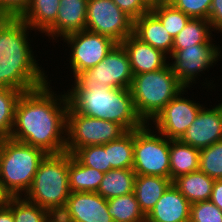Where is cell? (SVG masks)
<instances>
[{
	"instance_id": "cell-29",
	"label": "cell",
	"mask_w": 222,
	"mask_h": 222,
	"mask_svg": "<svg viewBox=\"0 0 222 222\" xmlns=\"http://www.w3.org/2000/svg\"><path fill=\"white\" fill-rule=\"evenodd\" d=\"M7 205L12 210L14 222H47L52 216L48 210L22 196L11 197Z\"/></svg>"
},
{
	"instance_id": "cell-42",
	"label": "cell",
	"mask_w": 222,
	"mask_h": 222,
	"mask_svg": "<svg viewBox=\"0 0 222 222\" xmlns=\"http://www.w3.org/2000/svg\"><path fill=\"white\" fill-rule=\"evenodd\" d=\"M47 222H67V221L62 219L59 215H52Z\"/></svg>"
},
{
	"instance_id": "cell-12",
	"label": "cell",
	"mask_w": 222,
	"mask_h": 222,
	"mask_svg": "<svg viewBox=\"0 0 222 222\" xmlns=\"http://www.w3.org/2000/svg\"><path fill=\"white\" fill-rule=\"evenodd\" d=\"M181 94L174 97L153 119L158 133L170 140H180L202 108L182 98Z\"/></svg>"
},
{
	"instance_id": "cell-17",
	"label": "cell",
	"mask_w": 222,
	"mask_h": 222,
	"mask_svg": "<svg viewBox=\"0 0 222 222\" xmlns=\"http://www.w3.org/2000/svg\"><path fill=\"white\" fill-rule=\"evenodd\" d=\"M191 203L171 184L146 216L145 222H189Z\"/></svg>"
},
{
	"instance_id": "cell-6",
	"label": "cell",
	"mask_w": 222,
	"mask_h": 222,
	"mask_svg": "<svg viewBox=\"0 0 222 222\" xmlns=\"http://www.w3.org/2000/svg\"><path fill=\"white\" fill-rule=\"evenodd\" d=\"M186 87L173 73L172 67H166L139 75H134L130 86L135 110L145 124L153 120L158 113Z\"/></svg>"
},
{
	"instance_id": "cell-35",
	"label": "cell",
	"mask_w": 222,
	"mask_h": 222,
	"mask_svg": "<svg viewBox=\"0 0 222 222\" xmlns=\"http://www.w3.org/2000/svg\"><path fill=\"white\" fill-rule=\"evenodd\" d=\"M172 5L190 18L208 20L212 0H174Z\"/></svg>"
},
{
	"instance_id": "cell-4",
	"label": "cell",
	"mask_w": 222,
	"mask_h": 222,
	"mask_svg": "<svg viewBox=\"0 0 222 222\" xmlns=\"http://www.w3.org/2000/svg\"><path fill=\"white\" fill-rule=\"evenodd\" d=\"M68 169V152L47 154L39 164L32 186L24 197L52 215H59L70 195Z\"/></svg>"
},
{
	"instance_id": "cell-44",
	"label": "cell",
	"mask_w": 222,
	"mask_h": 222,
	"mask_svg": "<svg viewBox=\"0 0 222 222\" xmlns=\"http://www.w3.org/2000/svg\"><path fill=\"white\" fill-rule=\"evenodd\" d=\"M149 2L150 7L153 6V0H147Z\"/></svg>"
},
{
	"instance_id": "cell-14",
	"label": "cell",
	"mask_w": 222,
	"mask_h": 222,
	"mask_svg": "<svg viewBox=\"0 0 222 222\" xmlns=\"http://www.w3.org/2000/svg\"><path fill=\"white\" fill-rule=\"evenodd\" d=\"M59 216L67 222H114L107 199L97 192H70Z\"/></svg>"
},
{
	"instance_id": "cell-1",
	"label": "cell",
	"mask_w": 222,
	"mask_h": 222,
	"mask_svg": "<svg viewBox=\"0 0 222 222\" xmlns=\"http://www.w3.org/2000/svg\"><path fill=\"white\" fill-rule=\"evenodd\" d=\"M55 95L48 83L23 92L15 107L10 138L41 148L47 154L66 152V137L61 134L66 135L69 105L66 94L62 99Z\"/></svg>"
},
{
	"instance_id": "cell-43",
	"label": "cell",
	"mask_w": 222,
	"mask_h": 222,
	"mask_svg": "<svg viewBox=\"0 0 222 222\" xmlns=\"http://www.w3.org/2000/svg\"><path fill=\"white\" fill-rule=\"evenodd\" d=\"M174 0H153V6L160 4H172Z\"/></svg>"
},
{
	"instance_id": "cell-32",
	"label": "cell",
	"mask_w": 222,
	"mask_h": 222,
	"mask_svg": "<svg viewBox=\"0 0 222 222\" xmlns=\"http://www.w3.org/2000/svg\"><path fill=\"white\" fill-rule=\"evenodd\" d=\"M199 170L214 180L222 179V140L200 149Z\"/></svg>"
},
{
	"instance_id": "cell-39",
	"label": "cell",
	"mask_w": 222,
	"mask_h": 222,
	"mask_svg": "<svg viewBox=\"0 0 222 222\" xmlns=\"http://www.w3.org/2000/svg\"><path fill=\"white\" fill-rule=\"evenodd\" d=\"M210 201L222 211V179L214 181Z\"/></svg>"
},
{
	"instance_id": "cell-36",
	"label": "cell",
	"mask_w": 222,
	"mask_h": 222,
	"mask_svg": "<svg viewBox=\"0 0 222 222\" xmlns=\"http://www.w3.org/2000/svg\"><path fill=\"white\" fill-rule=\"evenodd\" d=\"M113 2L133 21L150 10L147 0H113Z\"/></svg>"
},
{
	"instance_id": "cell-8",
	"label": "cell",
	"mask_w": 222,
	"mask_h": 222,
	"mask_svg": "<svg viewBox=\"0 0 222 222\" xmlns=\"http://www.w3.org/2000/svg\"><path fill=\"white\" fill-rule=\"evenodd\" d=\"M127 130L119 123L67 111L66 152L74 154L84 146L103 145L120 138Z\"/></svg>"
},
{
	"instance_id": "cell-3",
	"label": "cell",
	"mask_w": 222,
	"mask_h": 222,
	"mask_svg": "<svg viewBox=\"0 0 222 222\" xmlns=\"http://www.w3.org/2000/svg\"><path fill=\"white\" fill-rule=\"evenodd\" d=\"M66 96L69 107L79 114L119 123L127 131L145 124L135 110L130 88L102 85L91 90H71Z\"/></svg>"
},
{
	"instance_id": "cell-27",
	"label": "cell",
	"mask_w": 222,
	"mask_h": 222,
	"mask_svg": "<svg viewBox=\"0 0 222 222\" xmlns=\"http://www.w3.org/2000/svg\"><path fill=\"white\" fill-rule=\"evenodd\" d=\"M211 28L209 20L191 18L174 38L172 49H184L196 44H212L209 34Z\"/></svg>"
},
{
	"instance_id": "cell-33",
	"label": "cell",
	"mask_w": 222,
	"mask_h": 222,
	"mask_svg": "<svg viewBox=\"0 0 222 222\" xmlns=\"http://www.w3.org/2000/svg\"><path fill=\"white\" fill-rule=\"evenodd\" d=\"M73 155L84 166L104 173L108 172V143L81 147Z\"/></svg>"
},
{
	"instance_id": "cell-7",
	"label": "cell",
	"mask_w": 222,
	"mask_h": 222,
	"mask_svg": "<svg viewBox=\"0 0 222 222\" xmlns=\"http://www.w3.org/2000/svg\"><path fill=\"white\" fill-rule=\"evenodd\" d=\"M71 90H91L95 86L130 88L133 73L129 56L121 43H117L105 58L93 68L77 73Z\"/></svg>"
},
{
	"instance_id": "cell-40",
	"label": "cell",
	"mask_w": 222,
	"mask_h": 222,
	"mask_svg": "<svg viewBox=\"0 0 222 222\" xmlns=\"http://www.w3.org/2000/svg\"><path fill=\"white\" fill-rule=\"evenodd\" d=\"M0 222H14L12 210L8 205L0 208Z\"/></svg>"
},
{
	"instance_id": "cell-38",
	"label": "cell",
	"mask_w": 222,
	"mask_h": 222,
	"mask_svg": "<svg viewBox=\"0 0 222 222\" xmlns=\"http://www.w3.org/2000/svg\"><path fill=\"white\" fill-rule=\"evenodd\" d=\"M208 20L213 29L222 32V0H212Z\"/></svg>"
},
{
	"instance_id": "cell-11",
	"label": "cell",
	"mask_w": 222,
	"mask_h": 222,
	"mask_svg": "<svg viewBox=\"0 0 222 222\" xmlns=\"http://www.w3.org/2000/svg\"><path fill=\"white\" fill-rule=\"evenodd\" d=\"M64 40L72 47L70 65L74 76L96 66L117 44L110 37L86 29L67 35Z\"/></svg>"
},
{
	"instance_id": "cell-19",
	"label": "cell",
	"mask_w": 222,
	"mask_h": 222,
	"mask_svg": "<svg viewBox=\"0 0 222 222\" xmlns=\"http://www.w3.org/2000/svg\"><path fill=\"white\" fill-rule=\"evenodd\" d=\"M133 35L171 57L174 38L151 10L133 21Z\"/></svg>"
},
{
	"instance_id": "cell-31",
	"label": "cell",
	"mask_w": 222,
	"mask_h": 222,
	"mask_svg": "<svg viewBox=\"0 0 222 222\" xmlns=\"http://www.w3.org/2000/svg\"><path fill=\"white\" fill-rule=\"evenodd\" d=\"M150 10L159 18L169 34L175 38L191 19L172 4H160L150 7Z\"/></svg>"
},
{
	"instance_id": "cell-23",
	"label": "cell",
	"mask_w": 222,
	"mask_h": 222,
	"mask_svg": "<svg viewBox=\"0 0 222 222\" xmlns=\"http://www.w3.org/2000/svg\"><path fill=\"white\" fill-rule=\"evenodd\" d=\"M70 192H97L104 172L84 166L73 154H69Z\"/></svg>"
},
{
	"instance_id": "cell-26",
	"label": "cell",
	"mask_w": 222,
	"mask_h": 222,
	"mask_svg": "<svg viewBox=\"0 0 222 222\" xmlns=\"http://www.w3.org/2000/svg\"><path fill=\"white\" fill-rule=\"evenodd\" d=\"M134 130L108 143V171L110 169H133Z\"/></svg>"
},
{
	"instance_id": "cell-25",
	"label": "cell",
	"mask_w": 222,
	"mask_h": 222,
	"mask_svg": "<svg viewBox=\"0 0 222 222\" xmlns=\"http://www.w3.org/2000/svg\"><path fill=\"white\" fill-rule=\"evenodd\" d=\"M135 178L133 169H110L104 174L97 193L107 200L133 193Z\"/></svg>"
},
{
	"instance_id": "cell-30",
	"label": "cell",
	"mask_w": 222,
	"mask_h": 222,
	"mask_svg": "<svg viewBox=\"0 0 222 222\" xmlns=\"http://www.w3.org/2000/svg\"><path fill=\"white\" fill-rule=\"evenodd\" d=\"M22 93L16 89L0 88V140L11 136L15 107Z\"/></svg>"
},
{
	"instance_id": "cell-41",
	"label": "cell",
	"mask_w": 222,
	"mask_h": 222,
	"mask_svg": "<svg viewBox=\"0 0 222 222\" xmlns=\"http://www.w3.org/2000/svg\"><path fill=\"white\" fill-rule=\"evenodd\" d=\"M10 198L11 196L5 191L0 183V208L6 206Z\"/></svg>"
},
{
	"instance_id": "cell-2",
	"label": "cell",
	"mask_w": 222,
	"mask_h": 222,
	"mask_svg": "<svg viewBox=\"0 0 222 222\" xmlns=\"http://www.w3.org/2000/svg\"><path fill=\"white\" fill-rule=\"evenodd\" d=\"M27 29L21 18L0 17V88L27 92L48 82L28 45Z\"/></svg>"
},
{
	"instance_id": "cell-5",
	"label": "cell",
	"mask_w": 222,
	"mask_h": 222,
	"mask_svg": "<svg viewBox=\"0 0 222 222\" xmlns=\"http://www.w3.org/2000/svg\"><path fill=\"white\" fill-rule=\"evenodd\" d=\"M46 155L41 148L10 137L0 140V183L11 197H20V192H28Z\"/></svg>"
},
{
	"instance_id": "cell-16",
	"label": "cell",
	"mask_w": 222,
	"mask_h": 222,
	"mask_svg": "<svg viewBox=\"0 0 222 222\" xmlns=\"http://www.w3.org/2000/svg\"><path fill=\"white\" fill-rule=\"evenodd\" d=\"M121 44L128 53L133 76L153 72L168 65L165 53L140 41L133 34L126 37Z\"/></svg>"
},
{
	"instance_id": "cell-34",
	"label": "cell",
	"mask_w": 222,
	"mask_h": 222,
	"mask_svg": "<svg viewBox=\"0 0 222 222\" xmlns=\"http://www.w3.org/2000/svg\"><path fill=\"white\" fill-rule=\"evenodd\" d=\"M189 222H222V211L210 200L192 203Z\"/></svg>"
},
{
	"instance_id": "cell-9",
	"label": "cell",
	"mask_w": 222,
	"mask_h": 222,
	"mask_svg": "<svg viewBox=\"0 0 222 222\" xmlns=\"http://www.w3.org/2000/svg\"><path fill=\"white\" fill-rule=\"evenodd\" d=\"M159 135L145 124L134 130L133 171L136 175L170 178V139Z\"/></svg>"
},
{
	"instance_id": "cell-37",
	"label": "cell",
	"mask_w": 222,
	"mask_h": 222,
	"mask_svg": "<svg viewBox=\"0 0 222 222\" xmlns=\"http://www.w3.org/2000/svg\"><path fill=\"white\" fill-rule=\"evenodd\" d=\"M30 0H0V17L20 18Z\"/></svg>"
},
{
	"instance_id": "cell-22",
	"label": "cell",
	"mask_w": 222,
	"mask_h": 222,
	"mask_svg": "<svg viewBox=\"0 0 222 222\" xmlns=\"http://www.w3.org/2000/svg\"><path fill=\"white\" fill-rule=\"evenodd\" d=\"M214 181L198 170L176 178L172 184L192 204L210 200Z\"/></svg>"
},
{
	"instance_id": "cell-24",
	"label": "cell",
	"mask_w": 222,
	"mask_h": 222,
	"mask_svg": "<svg viewBox=\"0 0 222 222\" xmlns=\"http://www.w3.org/2000/svg\"><path fill=\"white\" fill-rule=\"evenodd\" d=\"M59 6L60 0H30L20 18L31 30L36 28L43 33L56 21Z\"/></svg>"
},
{
	"instance_id": "cell-10",
	"label": "cell",
	"mask_w": 222,
	"mask_h": 222,
	"mask_svg": "<svg viewBox=\"0 0 222 222\" xmlns=\"http://www.w3.org/2000/svg\"><path fill=\"white\" fill-rule=\"evenodd\" d=\"M86 30L121 43L133 34V20L113 0H87Z\"/></svg>"
},
{
	"instance_id": "cell-13",
	"label": "cell",
	"mask_w": 222,
	"mask_h": 222,
	"mask_svg": "<svg viewBox=\"0 0 222 222\" xmlns=\"http://www.w3.org/2000/svg\"><path fill=\"white\" fill-rule=\"evenodd\" d=\"M219 55V49L214 44H196L184 49H172L171 56L175 60L171 67L180 82L189 87L194 77L212 66Z\"/></svg>"
},
{
	"instance_id": "cell-28",
	"label": "cell",
	"mask_w": 222,
	"mask_h": 222,
	"mask_svg": "<svg viewBox=\"0 0 222 222\" xmlns=\"http://www.w3.org/2000/svg\"><path fill=\"white\" fill-rule=\"evenodd\" d=\"M108 212L114 222H145L134 192L107 200Z\"/></svg>"
},
{
	"instance_id": "cell-15",
	"label": "cell",
	"mask_w": 222,
	"mask_h": 222,
	"mask_svg": "<svg viewBox=\"0 0 222 222\" xmlns=\"http://www.w3.org/2000/svg\"><path fill=\"white\" fill-rule=\"evenodd\" d=\"M180 140L199 150L222 140V103L209 110L202 107Z\"/></svg>"
},
{
	"instance_id": "cell-20",
	"label": "cell",
	"mask_w": 222,
	"mask_h": 222,
	"mask_svg": "<svg viewBox=\"0 0 222 222\" xmlns=\"http://www.w3.org/2000/svg\"><path fill=\"white\" fill-rule=\"evenodd\" d=\"M171 184L172 181L170 178L136 175L134 194L145 216L150 213Z\"/></svg>"
},
{
	"instance_id": "cell-18",
	"label": "cell",
	"mask_w": 222,
	"mask_h": 222,
	"mask_svg": "<svg viewBox=\"0 0 222 222\" xmlns=\"http://www.w3.org/2000/svg\"><path fill=\"white\" fill-rule=\"evenodd\" d=\"M87 0H60L56 21L44 32L50 36H62L86 29Z\"/></svg>"
},
{
	"instance_id": "cell-21",
	"label": "cell",
	"mask_w": 222,
	"mask_h": 222,
	"mask_svg": "<svg viewBox=\"0 0 222 222\" xmlns=\"http://www.w3.org/2000/svg\"><path fill=\"white\" fill-rule=\"evenodd\" d=\"M170 179L199 170L200 150L181 140H170Z\"/></svg>"
}]
</instances>
